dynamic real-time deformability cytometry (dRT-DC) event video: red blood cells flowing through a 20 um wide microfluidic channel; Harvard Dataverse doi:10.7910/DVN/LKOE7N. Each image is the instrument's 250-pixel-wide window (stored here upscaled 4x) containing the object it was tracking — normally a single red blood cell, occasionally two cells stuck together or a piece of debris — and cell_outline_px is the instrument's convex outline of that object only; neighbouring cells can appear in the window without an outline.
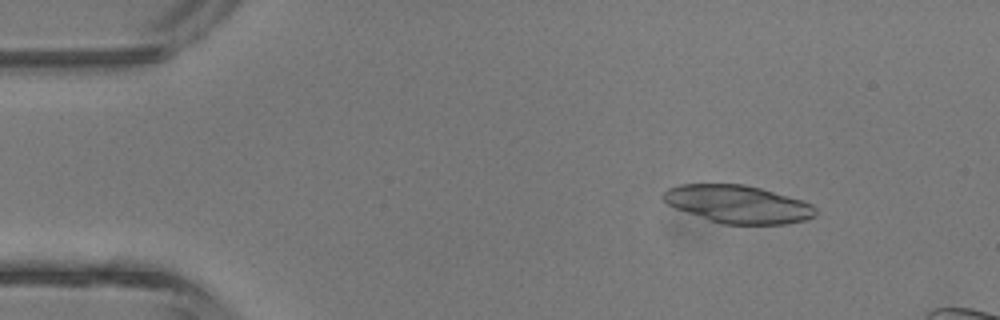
{"species": "common noctule bat (a hibernating species)", "species_latin": "Nyctalus noctula", "temperature_condition": "room temperature", "stored_images_in_passage": 3, "camera_frame_rate_fps": 3000, "um_per_image_px": 0.085, "animal": {"sex": "male", "body_mass_g": 13.3}, "frame": {"image": 1, "passage_image": 1, "time_ms": 0.0, "image_size_px": [1000, 320], "cell_outline_px": [[816, 216], [808, 220], [788, 224], [724, 224], [708, 220], [676, 208], [668, 204], [660, 196], [668, 188], [680, 184], [744, 184], [760, 188], [788, 196], [812, 204], [816, 208]], "centroid_in_image_um": [62.74, 17.36], "position_along_channel_um": 22.3, "area_um2": 33.58}}